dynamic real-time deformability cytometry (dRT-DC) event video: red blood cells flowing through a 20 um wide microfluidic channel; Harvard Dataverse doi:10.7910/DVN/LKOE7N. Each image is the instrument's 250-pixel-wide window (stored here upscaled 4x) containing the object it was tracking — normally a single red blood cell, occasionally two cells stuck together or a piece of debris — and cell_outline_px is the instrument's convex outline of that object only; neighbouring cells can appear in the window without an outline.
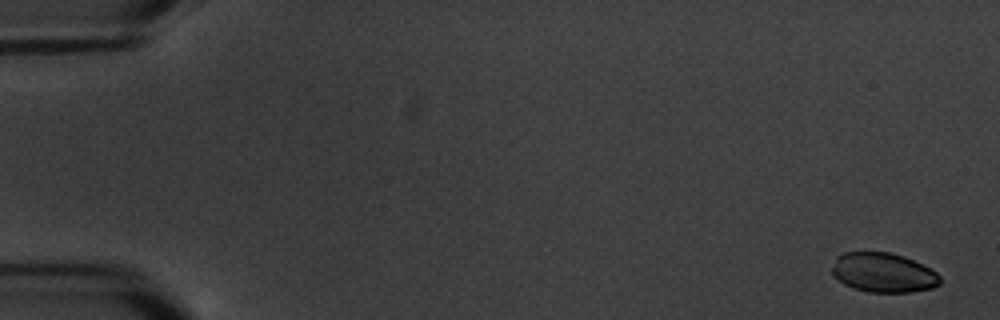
{"species": "common noctule bat (a hibernating species)", "species_latin": "Nyctalus noctula", "temperature_condition": "warm", "stored_images_in_passage": 6, "camera_frame_rate_fps": 3000, "um_per_image_px": 0.085, "animal": {"sex": "male", "body_mass_g": 20.1, "forearm_length_mm": 53.5}, "frame": {"image": 1, "passage_image": 1, "time_ms": 0.0, "image_size_px": [1000, 320], "cell_outline_px": [[940, 284], [932, 288], [912, 292], [868, 292], [852, 288], [844, 284], [832, 272], [832, 268], [836, 256], [844, 252], [888, 252], [904, 256], [932, 268], [940, 276]], "centroid_in_image_um": [75.1, 23.17], "position_along_channel_um": 9.9, "area_um2": 24.97}}
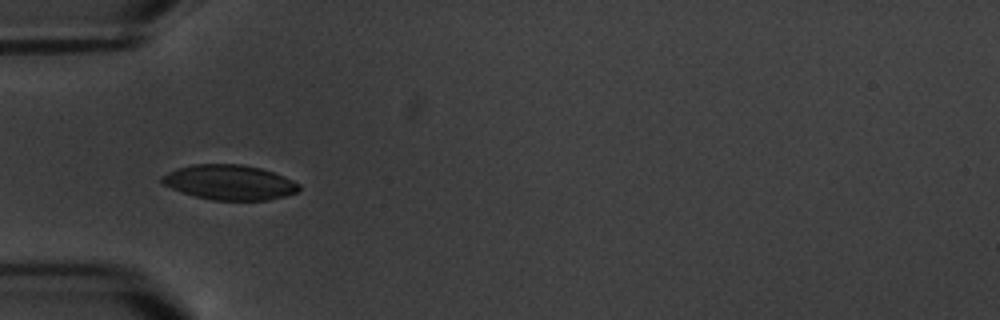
{"frame": {"image": 2, "passage_image": 5, "time_ms": 6.0, "image_size_px": [1000, 320], "cell_outline_px": [[300, 192], [268, 200], [212, 200], [196, 196], [172, 188], [164, 184], [160, 180], [160, 176], [176, 168], [192, 164], [240, 164], [260, 168], [284, 176], [300, 184]], "centroid_in_image_um": [19.52, 15.49], "position_along_channel_um": 65.5, "area_um2": 27.86}}